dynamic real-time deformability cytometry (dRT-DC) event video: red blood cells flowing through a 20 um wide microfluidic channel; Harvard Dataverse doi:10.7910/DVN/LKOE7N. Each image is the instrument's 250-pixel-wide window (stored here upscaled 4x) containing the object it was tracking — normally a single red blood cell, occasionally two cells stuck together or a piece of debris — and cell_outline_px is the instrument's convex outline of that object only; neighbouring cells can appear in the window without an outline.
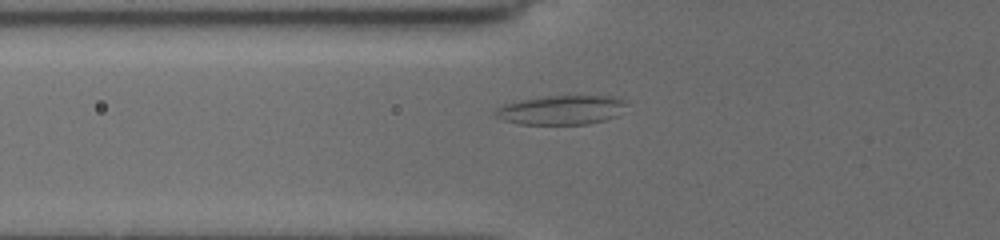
{"species": "common noctule bat (a hibernating species)", "species_latin": "Nyctalus noctula", "temperature_condition": "cold", "stored_images_in_passage": 15, "camera_frame_rate_fps": 3000, "um_per_image_px": 0.085, "animal": {"sex": "female", "body_mass_g": 19.5, "forearm_length_mm": 54.1}, "frame": {"image": 1, "passage_image": 2, "time_ms": 0.333, "image_size_px": [1000, 240], "cell_outline_px": [[628, 104], [616, 116], [604, 120], [588, 124], [520, 124], [504, 120], [496, 116], [492, 112], [496, 108], [504, 104], [524, 100], [548, 96], [616, 96], [624, 100]], "centroid_in_image_um": [47.73, 9.35], "position_along_channel_um": 78.1, "area_um2": 22.2}}
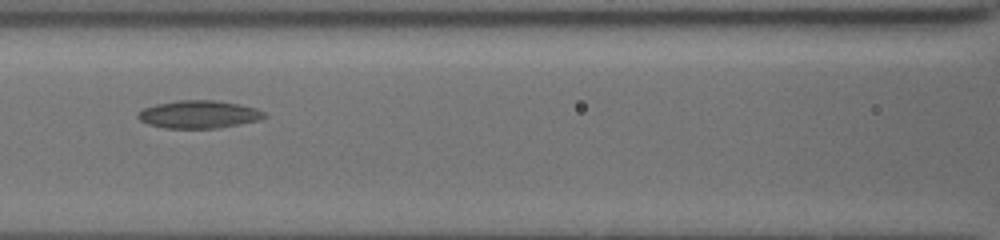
{"frame": {"image": 2, "passage_image": 10, "time_ms": 2.333, "image_size_px": [1000, 240], "cell_outline_px": [[268, 116], [256, 120], [240, 124], [216, 128], [164, 128], [148, 124], [140, 120], [136, 116], [144, 108], [156, 104], [176, 100], [212, 100], [240, 104], [256, 108], [264, 112]], "centroid_in_image_um": [16.89, 9.72], "position_along_channel_um": 149.7, "area_um2": 20.35}}
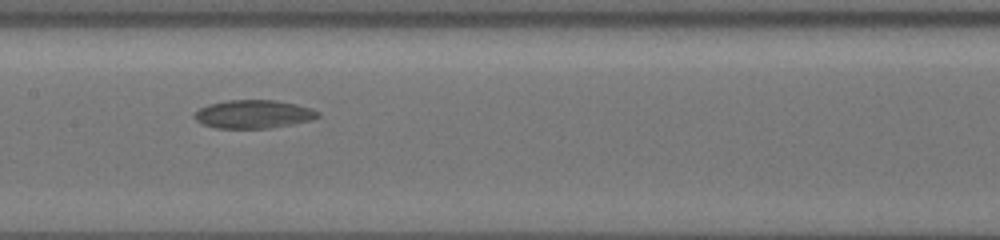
{"frame": {"image": 3, "passage_image": 14, "time_ms": 3.333, "image_size_px": [1000, 240], "cell_outline_px": [[320, 116], [312, 120], [292, 124], [268, 128], [216, 128], [200, 124], [192, 116], [200, 108], [208, 104], [228, 100], [276, 100], [296, 104], [312, 108], [320, 112]], "centroid_in_image_um": [21.54, 9.7], "position_along_channel_um": 185.9, "area_um2": 20.52}}